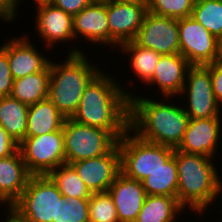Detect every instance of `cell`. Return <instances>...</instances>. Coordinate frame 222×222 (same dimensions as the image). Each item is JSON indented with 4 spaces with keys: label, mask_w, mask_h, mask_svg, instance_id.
<instances>
[{
    "label": "cell",
    "mask_w": 222,
    "mask_h": 222,
    "mask_svg": "<svg viewBox=\"0 0 222 222\" xmlns=\"http://www.w3.org/2000/svg\"><path fill=\"white\" fill-rule=\"evenodd\" d=\"M104 68L86 86L77 111L76 122L109 131L119 140L129 130L130 96L115 76ZM126 90V91H125Z\"/></svg>",
    "instance_id": "6da1fadb"
},
{
    "label": "cell",
    "mask_w": 222,
    "mask_h": 222,
    "mask_svg": "<svg viewBox=\"0 0 222 222\" xmlns=\"http://www.w3.org/2000/svg\"><path fill=\"white\" fill-rule=\"evenodd\" d=\"M137 95L130 96L129 129L143 140L177 148L189 121L184 103L180 99L176 103L178 97L152 99Z\"/></svg>",
    "instance_id": "7a4b0ae2"
},
{
    "label": "cell",
    "mask_w": 222,
    "mask_h": 222,
    "mask_svg": "<svg viewBox=\"0 0 222 222\" xmlns=\"http://www.w3.org/2000/svg\"><path fill=\"white\" fill-rule=\"evenodd\" d=\"M173 155L178 171V202L189 210L188 214L196 212L191 215L197 216L198 213L199 217L204 216L209 207L217 204L215 202L220 195L218 200H222V178L216 168L218 161L202 154L185 153L176 148Z\"/></svg>",
    "instance_id": "3957f363"
},
{
    "label": "cell",
    "mask_w": 222,
    "mask_h": 222,
    "mask_svg": "<svg viewBox=\"0 0 222 222\" xmlns=\"http://www.w3.org/2000/svg\"><path fill=\"white\" fill-rule=\"evenodd\" d=\"M71 47L64 60L59 59L57 63L53 58L50 61L48 99L65 118L74 115L86 86L103 70L94 61L91 63L82 47Z\"/></svg>",
    "instance_id": "277c9868"
},
{
    "label": "cell",
    "mask_w": 222,
    "mask_h": 222,
    "mask_svg": "<svg viewBox=\"0 0 222 222\" xmlns=\"http://www.w3.org/2000/svg\"><path fill=\"white\" fill-rule=\"evenodd\" d=\"M65 201L48 175H31L20 198L10 208L27 222H60Z\"/></svg>",
    "instance_id": "5b68a950"
},
{
    "label": "cell",
    "mask_w": 222,
    "mask_h": 222,
    "mask_svg": "<svg viewBox=\"0 0 222 222\" xmlns=\"http://www.w3.org/2000/svg\"><path fill=\"white\" fill-rule=\"evenodd\" d=\"M117 143L121 173L140 182L163 166L174 154V148L143 140L130 129Z\"/></svg>",
    "instance_id": "8992f818"
},
{
    "label": "cell",
    "mask_w": 222,
    "mask_h": 222,
    "mask_svg": "<svg viewBox=\"0 0 222 222\" xmlns=\"http://www.w3.org/2000/svg\"><path fill=\"white\" fill-rule=\"evenodd\" d=\"M65 164L107 154L118 140L107 130L66 118L63 124Z\"/></svg>",
    "instance_id": "52a82bcc"
},
{
    "label": "cell",
    "mask_w": 222,
    "mask_h": 222,
    "mask_svg": "<svg viewBox=\"0 0 222 222\" xmlns=\"http://www.w3.org/2000/svg\"><path fill=\"white\" fill-rule=\"evenodd\" d=\"M178 97H182V100L185 98L186 103L182 106L189 119L222 118V108L213 92L210 70L204 65H192L188 69L185 85Z\"/></svg>",
    "instance_id": "ba28073f"
},
{
    "label": "cell",
    "mask_w": 222,
    "mask_h": 222,
    "mask_svg": "<svg viewBox=\"0 0 222 222\" xmlns=\"http://www.w3.org/2000/svg\"><path fill=\"white\" fill-rule=\"evenodd\" d=\"M27 170L31 175H48L65 164L63 128L35 137H25L19 144Z\"/></svg>",
    "instance_id": "9c48e42d"
},
{
    "label": "cell",
    "mask_w": 222,
    "mask_h": 222,
    "mask_svg": "<svg viewBox=\"0 0 222 222\" xmlns=\"http://www.w3.org/2000/svg\"><path fill=\"white\" fill-rule=\"evenodd\" d=\"M180 54L191 65H208L219 57V40L192 16L178 19Z\"/></svg>",
    "instance_id": "30bf717a"
},
{
    "label": "cell",
    "mask_w": 222,
    "mask_h": 222,
    "mask_svg": "<svg viewBox=\"0 0 222 222\" xmlns=\"http://www.w3.org/2000/svg\"><path fill=\"white\" fill-rule=\"evenodd\" d=\"M34 4L35 6H32V8L36 7L34 29L36 30L35 33L39 36V39L41 37L42 39L40 40H43L45 53L48 52L46 49L52 51L51 48L55 49L54 46L62 45V43H65L66 45V42L68 43V41H75L73 16L46 0L37 1Z\"/></svg>",
    "instance_id": "8fae6325"
},
{
    "label": "cell",
    "mask_w": 222,
    "mask_h": 222,
    "mask_svg": "<svg viewBox=\"0 0 222 222\" xmlns=\"http://www.w3.org/2000/svg\"><path fill=\"white\" fill-rule=\"evenodd\" d=\"M134 42L160 55L179 54L178 19L147 12Z\"/></svg>",
    "instance_id": "7c38bea8"
},
{
    "label": "cell",
    "mask_w": 222,
    "mask_h": 222,
    "mask_svg": "<svg viewBox=\"0 0 222 222\" xmlns=\"http://www.w3.org/2000/svg\"><path fill=\"white\" fill-rule=\"evenodd\" d=\"M91 193L106 192L121 172L118 143L105 155L70 163Z\"/></svg>",
    "instance_id": "4fadbf2b"
},
{
    "label": "cell",
    "mask_w": 222,
    "mask_h": 222,
    "mask_svg": "<svg viewBox=\"0 0 222 222\" xmlns=\"http://www.w3.org/2000/svg\"><path fill=\"white\" fill-rule=\"evenodd\" d=\"M147 12L148 9L144 6L107 1L110 48L116 50L121 44L134 41Z\"/></svg>",
    "instance_id": "5bb4252c"
},
{
    "label": "cell",
    "mask_w": 222,
    "mask_h": 222,
    "mask_svg": "<svg viewBox=\"0 0 222 222\" xmlns=\"http://www.w3.org/2000/svg\"><path fill=\"white\" fill-rule=\"evenodd\" d=\"M221 122V118L189 119L183 139L176 149L215 159L222 142Z\"/></svg>",
    "instance_id": "9a60e30c"
},
{
    "label": "cell",
    "mask_w": 222,
    "mask_h": 222,
    "mask_svg": "<svg viewBox=\"0 0 222 222\" xmlns=\"http://www.w3.org/2000/svg\"><path fill=\"white\" fill-rule=\"evenodd\" d=\"M23 35L12 39L5 38L4 44L0 45L8 55L13 80L43 71L51 61V58L43 54L44 51L38 52L39 47L30 40L28 34Z\"/></svg>",
    "instance_id": "2e32d148"
},
{
    "label": "cell",
    "mask_w": 222,
    "mask_h": 222,
    "mask_svg": "<svg viewBox=\"0 0 222 222\" xmlns=\"http://www.w3.org/2000/svg\"><path fill=\"white\" fill-rule=\"evenodd\" d=\"M75 42L80 38L88 44L110 46L107 2H91L73 17ZM82 37V38H81Z\"/></svg>",
    "instance_id": "e0dca14e"
},
{
    "label": "cell",
    "mask_w": 222,
    "mask_h": 222,
    "mask_svg": "<svg viewBox=\"0 0 222 222\" xmlns=\"http://www.w3.org/2000/svg\"><path fill=\"white\" fill-rule=\"evenodd\" d=\"M192 65L189 61L179 54L161 55L156 65L152 79L146 84L157 86L162 97H176L182 92L185 85L188 69Z\"/></svg>",
    "instance_id": "ac0fdd59"
},
{
    "label": "cell",
    "mask_w": 222,
    "mask_h": 222,
    "mask_svg": "<svg viewBox=\"0 0 222 222\" xmlns=\"http://www.w3.org/2000/svg\"><path fill=\"white\" fill-rule=\"evenodd\" d=\"M108 192L114 201L119 222H135L147 196L142 183L120 172Z\"/></svg>",
    "instance_id": "d6986e66"
},
{
    "label": "cell",
    "mask_w": 222,
    "mask_h": 222,
    "mask_svg": "<svg viewBox=\"0 0 222 222\" xmlns=\"http://www.w3.org/2000/svg\"><path fill=\"white\" fill-rule=\"evenodd\" d=\"M30 177L19 148L0 158V199L8 208L20 198Z\"/></svg>",
    "instance_id": "ffe728a7"
},
{
    "label": "cell",
    "mask_w": 222,
    "mask_h": 222,
    "mask_svg": "<svg viewBox=\"0 0 222 222\" xmlns=\"http://www.w3.org/2000/svg\"><path fill=\"white\" fill-rule=\"evenodd\" d=\"M63 114L47 98L28 107L26 137H35L63 128Z\"/></svg>",
    "instance_id": "44dd1931"
},
{
    "label": "cell",
    "mask_w": 222,
    "mask_h": 222,
    "mask_svg": "<svg viewBox=\"0 0 222 222\" xmlns=\"http://www.w3.org/2000/svg\"><path fill=\"white\" fill-rule=\"evenodd\" d=\"M183 211L177 197L147 195L135 222H178Z\"/></svg>",
    "instance_id": "7402d4cb"
},
{
    "label": "cell",
    "mask_w": 222,
    "mask_h": 222,
    "mask_svg": "<svg viewBox=\"0 0 222 222\" xmlns=\"http://www.w3.org/2000/svg\"><path fill=\"white\" fill-rule=\"evenodd\" d=\"M50 64L34 74L13 80L10 96L28 106L48 98Z\"/></svg>",
    "instance_id": "603a6c76"
},
{
    "label": "cell",
    "mask_w": 222,
    "mask_h": 222,
    "mask_svg": "<svg viewBox=\"0 0 222 222\" xmlns=\"http://www.w3.org/2000/svg\"><path fill=\"white\" fill-rule=\"evenodd\" d=\"M28 105L11 97H0V125L18 145L26 137Z\"/></svg>",
    "instance_id": "cb8c5ba5"
},
{
    "label": "cell",
    "mask_w": 222,
    "mask_h": 222,
    "mask_svg": "<svg viewBox=\"0 0 222 222\" xmlns=\"http://www.w3.org/2000/svg\"><path fill=\"white\" fill-rule=\"evenodd\" d=\"M121 55H128L127 62L139 83L147 84L153 77L156 65L160 60L161 55L153 49L139 46L134 41H129L121 44L118 49ZM123 52V53H122ZM142 80V81H141Z\"/></svg>",
    "instance_id": "d4e9b609"
},
{
    "label": "cell",
    "mask_w": 222,
    "mask_h": 222,
    "mask_svg": "<svg viewBox=\"0 0 222 222\" xmlns=\"http://www.w3.org/2000/svg\"><path fill=\"white\" fill-rule=\"evenodd\" d=\"M141 183L147 195L177 197L178 171L174 155Z\"/></svg>",
    "instance_id": "484cf974"
},
{
    "label": "cell",
    "mask_w": 222,
    "mask_h": 222,
    "mask_svg": "<svg viewBox=\"0 0 222 222\" xmlns=\"http://www.w3.org/2000/svg\"><path fill=\"white\" fill-rule=\"evenodd\" d=\"M48 176L65 197L89 199L92 195L70 164H63L56 167Z\"/></svg>",
    "instance_id": "4316f807"
},
{
    "label": "cell",
    "mask_w": 222,
    "mask_h": 222,
    "mask_svg": "<svg viewBox=\"0 0 222 222\" xmlns=\"http://www.w3.org/2000/svg\"><path fill=\"white\" fill-rule=\"evenodd\" d=\"M191 16L218 40L222 38V0H195Z\"/></svg>",
    "instance_id": "83f0119b"
},
{
    "label": "cell",
    "mask_w": 222,
    "mask_h": 222,
    "mask_svg": "<svg viewBox=\"0 0 222 222\" xmlns=\"http://www.w3.org/2000/svg\"><path fill=\"white\" fill-rule=\"evenodd\" d=\"M88 210L92 222H119L114 201L108 191L92 193Z\"/></svg>",
    "instance_id": "f1b7e54d"
},
{
    "label": "cell",
    "mask_w": 222,
    "mask_h": 222,
    "mask_svg": "<svg viewBox=\"0 0 222 222\" xmlns=\"http://www.w3.org/2000/svg\"><path fill=\"white\" fill-rule=\"evenodd\" d=\"M195 0H150L148 11L174 19H183L192 15Z\"/></svg>",
    "instance_id": "f546056e"
},
{
    "label": "cell",
    "mask_w": 222,
    "mask_h": 222,
    "mask_svg": "<svg viewBox=\"0 0 222 222\" xmlns=\"http://www.w3.org/2000/svg\"><path fill=\"white\" fill-rule=\"evenodd\" d=\"M66 201L61 207L60 222H88L89 199L65 197Z\"/></svg>",
    "instance_id": "4dcf8cb0"
},
{
    "label": "cell",
    "mask_w": 222,
    "mask_h": 222,
    "mask_svg": "<svg viewBox=\"0 0 222 222\" xmlns=\"http://www.w3.org/2000/svg\"><path fill=\"white\" fill-rule=\"evenodd\" d=\"M13 78L7 53L0 47V97L10 96Z\"/></svg>",
    "instance_id": "1f68e13d"
},
{
    "label": "cell",
    "mask_w": 222,
    "mask_h": 222,
    "mask_svg": "<svg viewBox=\"0 0 222 222\" xmlns=\"http://www.w3.org/2000/svg\"><path fill=\"white\" fill-rule=\"evenodd\" d=\"M205 66L210 70L215 98L217 102L222 106V64L216 61Z\"/></svg>",
    "instance_id": "d6a6232c"
},
{
    "label": "cell",
    "mask_w": 222,
    "mask_h": 222,
    "mask_svg": "<svg viewBox=\"0 0 222 222\" xmlns=\"http://www.w3.org/2000/svg\"><path fill=\"white\" fill-rule=\"evenodd\" d=\"M20 5V0H0V19L6 24L7 22L8 24H11V22H16V20L19 18L17 15H19L18 8Z\"/></svg>",
    "instance_id": "836d02e7"
},
{
    "label": "cell",
    "mask_w": 222,
    "mask_h": 222,
    "mask_svg": "<svg viewBox=\"0 0 222 222\" xmlns=\"http://www.w3.org/2000/svg\"><path fill=\"white\" fill-rule=\"evenodd\" d=\"M52 5L61 8L71 16H75L87 5L91 3V0H46Z\"/></svg>",
    "instance_id": "e575fe53"
},
{
    "label": "cell",
    "mask_w": 222,
    "mask_h": 222,
    "mask_svg": "<svg viewBox=\"0 0 222 222\" xmlns=\"http://www.w3.org/2000/svg\"><path fill=\"white\" fill-rule=\"evenodd\" d=\"M19 145L13 141L8 132L0 125V158L13 154Z\"/></svg>",
    "instance_id": "d590c367"
},
{
    "label": "cell",
    "mask_w": 222,
    "mask_h": 222,
    "mask_svg": "<svg viewBox=\"0 0 222 222\" xmlns=\"http://www.w3.org/2000/svg\"><path fill=\"white\" fill-rule=\"evenodd\" d=\"M4 210L5 209H3V216H6V219L1 222H27L26 220L21 219L11 208L6 207V212H4Z\"/></svg>",
    "instance_id": "8d00e7d4"
},
{
    "label": "cell",
    "mask_w": 222,
    "mask_h": 222,
    "mask_svg": "<svg viewBox=\"0 0 222 222\" xmlns=\"http://www.w3.org/2000/svg\"><path fill=\"white\" fill-rule=\"evenodd\" d=\"M111 1H117L122 3H129V4H136L139 6H144L148 9L150 0H111Z\"/></svg>",
    "instance_id": "74e56055"
},
{
    "label": "cell",
    "mask_w": 222,
    "mask_h": 222,
    "mask_svg": "<svg viewBox=\"0 0 222 222\" xmlns=\"http://www.w3.org/2000/svg\"><path fill=\"white\" fill-rule=\"evenodd\" d=\"M217 61L222 64V38L219 40V57Z\"/></svg>",
    "instance_id": "f35d334b"
},
{
    "label": "cell",
    "mask_w": 222,
    "mask_h": 222,
    "mask_svg": "<svg viewBox=\"0 0 222 222\" xmlns=\"http://www.w3.org/2000/svg\"><path fill=\"white\" fill-rule=\"evenodd\" d=\"M109 0H91V2H107Z\"/></svg>",
    "instance_id": "ab89813d"
},
{
    "label": "cell",
    "mask_w": 222,
    "mask_h": 222,
    "mask_svg": "<svg viewBox=\"0 0 222 222\" xmlns=\"http://www.w3.org/2000/svg\"><path fill=\"white\" fill-rule=\"evenodd\" d=\"M0 205L2 206V207H5L6 205L2 202V200L0 199Z\"/></svg>",
    "instance_id": "60d3db41"
},
{
    "label": "cell",
    "mask_w": 222,
    "mask_h": 222,
    "mask_svg": "<svg viewBox=\"0 0 222 222\" xmlns=\"http://www.w3.org/2000/svg\"><path fill=\"white\" fill-rule=\"evenodd\" d=\"M221 210H222V207H221L220 211H221ZM221 213H222V211H221ZM216 219H217L216 221L218 222V218H216ZM219 219H220L219 222H220V221L222 222V220H221V219H222V216H221V218H219Z\"/></svg>",
    "instance_id": "b9f144b4"
},
{
    "label": "cell",
    "mask_w": 222,
    "mask_h": 222,
    "mask_svg": "<svg viewBox=\"0 0 222 222\" xmlns=\"http://www.w3.org/2000/svg\"><path fill=\"white\" fill-rule=\"evenodd\" d=\"M23 1H25V0H22V1L20 0L21 3H23ZM33 1L37 2V1H42V0H33Z\"/></svg>",
    "instance_id": "7bdbcfd3"
}]
</instances>
